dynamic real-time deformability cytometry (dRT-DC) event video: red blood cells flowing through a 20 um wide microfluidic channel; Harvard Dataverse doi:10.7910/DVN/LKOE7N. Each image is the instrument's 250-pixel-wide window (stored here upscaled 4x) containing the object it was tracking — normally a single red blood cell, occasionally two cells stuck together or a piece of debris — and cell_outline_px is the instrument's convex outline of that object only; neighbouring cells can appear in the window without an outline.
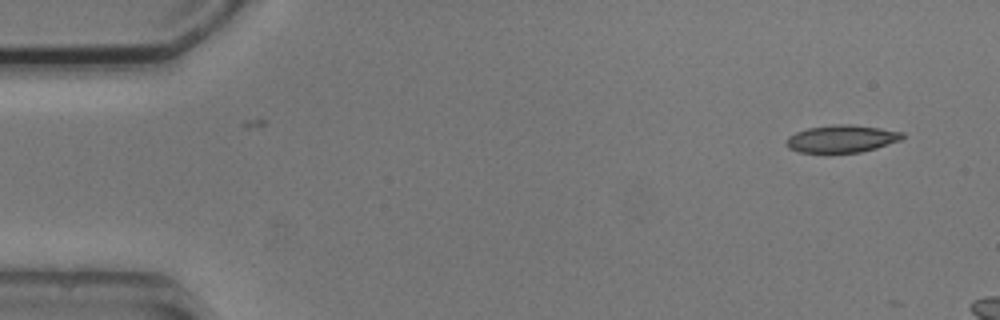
{"species": "common noctule bat (a hibernating species)", "species_latin": "Nyctalus noctula", "temperature_condition": "cold", "stored_images_in_passage": 3, "camera_frame_rate_fps": 3000, "um_per_image_px": 0.085, "animal": {"sex": "male", "body_mass_g": 20.5, "forearm_length_mm": 52.5}, "frame": {"image": 1, "passage_image": 3, "time_ms": 2.333, "image_size_px": [1000, 320], "cell_outline_px": [[904, 136], [900, 140], [876, 148], [860, 152], [828, 156], [800, 152], [788, 148], [784, 144], [788, 136], [796, 132], [808, 128], [832, 124], [852, 124], [880, 128], [904, 132]], "centroid_in_image_um": [71.48, 11.84], "position_along_channel_um": 13.5, "area_um2": 19.42}}